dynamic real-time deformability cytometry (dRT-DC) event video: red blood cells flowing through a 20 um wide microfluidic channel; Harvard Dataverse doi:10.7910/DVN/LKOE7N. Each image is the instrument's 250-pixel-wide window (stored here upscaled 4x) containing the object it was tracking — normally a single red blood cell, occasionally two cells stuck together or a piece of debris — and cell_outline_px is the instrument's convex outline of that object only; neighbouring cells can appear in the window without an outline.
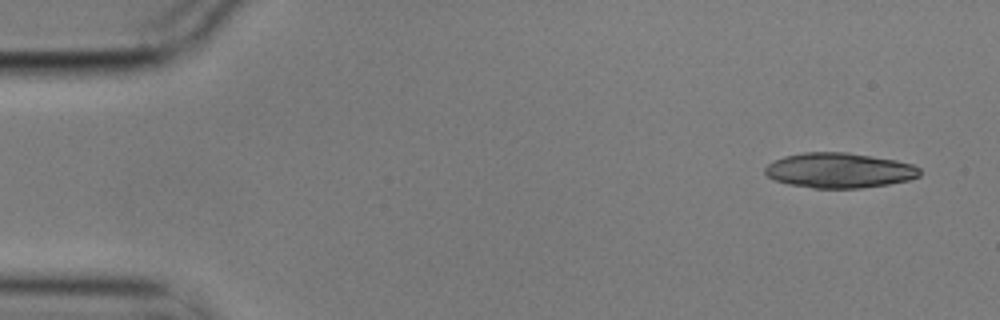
{"species": "common noctule bat (a hibernating species)", "species_latin": "Nyctalus noctula", "temperature_condition": "cold", "stored_images_in_passage": 5, "camera_frame_rate_fps": 3000, "um_per_image_px": 0.085, "animal": {"sex": "male", "body_mass_g": 17.9}, "frame": {"image": 1, "passage_image": 1, "time_ms": 0.0, "image_size_px": [1000, 320], "cell_outline_px": [[920, 176], [908, 180], [888, 184], [860, 188], [812, 188], [788, 184], [772, 180], [764, 172], [764, 168], [768, 164], [784, 156], [804, 152], [848, 152], [896, 160], [912, 164], [920, 168]], "centroid_in_image_um": [71.32, 14.48], "position_along_channel_um": 13.7, "area_um2": 31.73}}